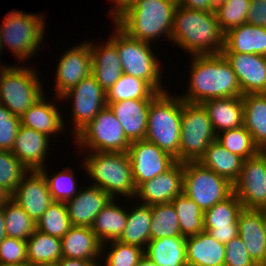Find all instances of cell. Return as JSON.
<instances>
[{
  "label": "cell",
  "mask_w": 266,
  "mask_h": 266,
  "mask_svg": "<svg viewBox=\"0 0 266 266\" xmlns=\"http://www.w3.org/2000/svg\"><path fill=\"white\" fill-rule=\"evenodd\" d=\"M188 91L179 97L188 103L242 96L235 72L220 54L191 56Z\"/></svg>",
  "instance_id": "6da1fadb"
},
{
  "label": "cell",
  "mask_w": 266,
  "mask_h": 266,
  "mask_svg": "<svg viewBox=\"0 0 266 266\" xmlns=\"http://www.w3.org/2000/svg\"><path fill=\"white\" fill-rule=\"evenodd\" d=\"M170 41L192 56L220 54L224 48V33L215 12L178 5Z\"/></svg>",
  "instance_id": "7a4b0ae2"
},
{
  "label": "cell",
  "mask_w": 266,
  "mask_h": 266,
  "mask_svg": "<svg viewBox=\"0 0 266 266\" xmlns=\"http://www.w3.org/2000/svg\"><path fill=\"white\" fill-rule=\"evenodd\" d=\"M177 6V0H133L112 22L143 42H155L161 36L171 40Z\"/></svg>",
  "instance_id": "3957f363"
},
{
  "label": "cell",
  "mask_w": 266,
  "mask_h": 266,
  "mask_svg": "<svg viewBox=\"0 0 266 266\" xmlns=\"http://www.w3.org/2000/svg\"><path fill=\"white\" fill-rule=\"evenodd\" d=\"M84 158L83 170L96 182L93 185L113 199L117 195L135 199L137 188L127 152H90Z\"/></svg>",
  "instance_id": "277c9868"
},
{
  "label": "cell",
  "mask_w": 266,
  "mask_h": 266,
  "mask_svg": "<svg viewBox=\"0 0 266 266\" xmlns=\"http://www.w3.org/2000/svg\"><path fill=\"white\" fill-rule=\"evenodd\" d=\"M182 99L168 91L159 93L149 105L145 140L155 143L179 161Z\"/></svg>",
  "instance_id": "5b68a950"
},
{
  "label": "cell",
  "mask_w": 266,
  "mask_h": 266,
  "mask_svg": "<svg viewBox=\"0 0 266 266\" xmlns=\"http://www.w3.org/2000/svg\"><path fill=\"white\" fill-rule=\"evenodd\" d=\"M115 31L109 39L116 45L123 73L146 81L156 92H165L162 86L160 61L150 43L131 38L115 22Z\"/></svg>",
  "instance_id": "8992f818"
},
{
  "label": "cell",
  "mask_w": 266,
  "mask_h": 266,
  "mask_svg": "<svg viewBox=\"0 0 266 266\" xmlns=\"http://www.w3.org/2000/svg\"><path fill=\"white\" fill-rule=\"evenodd\" d=\"M32 67L0 66V104L21 117L45 93Z\"/></svg>",
  "instance_id": "52a82bcc"
},
{
  "label": "cell",
  "mask_w": 266,
  "mask_h": 266,
  "mask_svg": "<svg viewBox=\"0 0 266 266\" xmlns=\"http://www.w3.org/2000/svg\"><path fill=\"white\" fill-rule=\"evenodd\" d=\"M40 14H26V12L13 10L4 17L0 25V43L2 48L8 46L11 53L19 61L26 60L36 54L44 40V17Z\"/></svg>",
  "instance_id": "ba28073f"
},
{
  "label": "cell",
  "mask_w": 266,
  "mask_h": 266,
  "mask_svg": "<svg viewBox=\"0 0 266 266\" xmlns=\"http://www.w3.org/2000/svg\"><path fill=\"white\" fill-rule=\"evenodd\" d=\"M216 135L204 106L182 100L179 162L199 161Z\"/></svg>",
  "instance_id": "9c48e42d"
},
{
  "label": "cell",
  "mask_w": 266,
  "mask_h": 266,
  "mask_svg": "<svg viewBox=\"0 0 266 266\" xmlns=\"http://www.w3.org/2000/svg\"><path fill=\"white\" fill-rule=\"evenodd\" d=\"M183 170V193L203 211L234 193V186L229 180L204 167L199 161L183 162Z\"/></svg>",
  "instance_id": "30bf717a"
},
{
  "label": "cell",
  "mask_w": 266,
  "mask_h": 266,
  "mask_svg": "<svg viewBox=\"0 0 266 266\" xmlns=\"http://www.w3.org/2000/svg\"><path fill=\"white\" fill-rule=\"evenodd\" d=\"M74 139L79 149H89L91 152H127L131 144L124 134L122 125L108 106L104 107Z\"/></svg>",
  "instance_id": "8fae6325"
},
{
  "label": "cell",
  "mask_w": 266,
  "mask_h": 266,
  "mask_svg": "<svg viewBox=\"0 0 266 266\" xmlns=\"http://www.w3.org/2000/svg\"><path fill=\"white\" fill-rule=\"evenodd\" d=\"M72 104L74 137L107 106L106 91L93 75L85 77L75 87L64 93L59 100L70 99ZM73 100V101H72Z\"/></svg>",
  "instance_id": "7c38bea8"
},
{
  "label": "cell",
  "mask_w": 266,
  "mask_h": 266,
  "mask_svg": "<svg viewBox=\"0 0 266 266\" xmlns=\"http://www.w3.org/2000/svg\"><path fill=\"white\" fill-rule=\"evenodd\" d=\"M234 193L245 209H266L264 149L243 160L241 174L233 184Z\"/></svg>",
  "instance_id": "4fadbf2b"
},
{
  "label": "cell",
  "mask_w": 266,
  "mask_h": 266,
  "mask_svg": "<svg viewBox=\"0 0 266 266\" xmlns=\"http://www.w3.org/2000/svg\"><path fill=\"white\" fill-rule=\"evenodd\" d=\"M127 153L136 188L162 174L176 162L170 154L145 139L131 142Z\"/></svg>",
  "instance_id": "5bb4252c"
},
{
  "label": "cell",
  "mask_w": 266,
  "mask_h": 266,
  "mask_svg": "<svg viewBox=\"0 0 266 266\" xmlns=\"http://www.w3.org/2000/svg\"><path fill=\"white\" fill-rule=\"evenodd\" d=\"M63 54H61L62 57L56 70V86L54 88H56V97L59 96L57 98H60L92 73V55L89 41L74 46Z\"/></svg>",
  "instance_id": "9a60e30c"
},
{
  "label": "cell",
  "mask_w": 266,
  "mask_h": 266,
  "mask_svg": "<svg viewBox=\"0 0 266 266\" xmlns=\"http://www.w3.org/2000/svg\"><path fill=\"white\" fill-rule=\"evenodd\" d=\"M183 184V162L176 161L162 174L141 183L136 189L135 198L149 206L170 203L183 193Z\"/></svg>",
  "instance_id": "2e32d148"
},
{
  "label": "cell",
  "mask_w": 266,
  "mask_h": 266,
  "mask_svg": "<svg viewBox=\"0 0 266 266\" xmlns=\"http://www.w3.org/2000/svg\"><path fill=\"white\" fill-rule=\"evenodd\" d=\"M11 199L21 206L35 223L53 202L46 177L40 170L29 171L12 192Z\"/></svg>",
  "instance_id": "e0dca14e"
},
{
  "label": "cell",
  "mask_w": 266,
  "mask_h": 266,
  "mask_svg": "<svg viewBox=\"0 0 266 266\" xmlns=\"http://www.w3.org/2000/svg\"><path fill=\"white\" fill-rule=\"evenodd\" d=\"M243 205L237 195L216 203L204 211V231L208 232L218 242L226 244L238 236V216Z\"/></svg>",
  "instance_id": "ac0fdd59"
},
{
  "label": "cell",
  "mask_w": 266,
  "mask_h": 266,
  "mask_svg": "<svg viewBox=\"0 0 266 266\" xmlns=\"http://www.w3.org/2000/svg\"><path fill=\"white\" fill-rule=\"evenodd\" d=\"M236 74L242 95L266 93V59L258 54L222 53Z\"/></svg>",
  "instance_id": "d6986e66"
},
{
  "label": "cell",
  "mask_w": 266,
  "mask_h": 266,
  "mask_svg": "<svg viewBox=\"0 0 266 266\" xmlns=\"http://www.w3.org/2000/svg\"><path fill=\"white\" fill-rule=\"evenodd\" d=\"M238 235L256 266H266V232L263 209H245L237 220Z\"/></svg>",
  "instance_id": "ffe728a7"
},
{
  "label": "cell",
  "mask_w": 266,
  "mask_h": 266,
  "mask_svg": "<svg viewBox=\"0 0 266 266\" xmlns=\"http://www.w3.org/2000/svg\"><path fill=\"white\" fill-rule=\"evenodd\" d=\"M113 198L101 188L90 185L65 202L72 226L90 227L95 217Z\"/></svg>",
  "instance_id": "44dd1931"
},
{
  "label": "cell",
  "mask_w": 266,
  "mask_h": 266,
  "mask_svg": "<svg viewBox=\"0 0 266 266\" xmlns=\"http://www.w3.org/2000/svg\"><path fill=\"white\" fill-rule=\"evenodd\" d=\"M46 134L20 125L11 153L29 170H41L44 168L45 159L48 156L49 139ZM47 155V156H46Z\"/></svg>",
  "instance_id": "7402d4cb"
},
{
  "label": "cell",
  "mask_w": 266,
  "mask_h": 266,
  "mask_svg": "<svg viewBox=\"0 0 266 266\" xmlns=\"http://www.w3.org/2000/svg\"><path fill=\"white\" fill-rule=\"evenodd\" d=\"M153 99H128L107 103L122 125L130 142L142 140L147 133L149 105Z\"/></svg>",
  "instance_id": "603a6c76"
},
{
  "label": "cell",
  "mask_w": 266,
  "mask_h": 266,
  "mask_svg": "<svg viewBox=\"0 0 266 266\" xmlns=\"http://www.w3.org/2000/svg\"><path fill=\"white\" fill-rule=\"evenodd\" d=\"M92 55V75L107 91L123 74L116 45L108 39L105 44L95 46L90 42Z\"/></svg>",
  "instance_id": "cb8c5ba5"
},
{
  "label": "cell",
  "mask_w": 266,
  "mask_h": 266,
  "mask_svg": "<svg viewBox=\"0 0 266 266\" xmlns=\"http://www.w3.org/2000/svg\"><path fill=\"white\" fill-rule=\"evenodd\" d=\"M222 53L266 54V28L244 23L224 34Z\"/></svg>",
  "instance_id": "d4e9b609"
},
{
  "label": "cell",
  "mask_w": 266,
  "mask_h": 266,
  "mask_svg": "<svg viewBox=\"0 0 266 266\" xmlns=\"http://www.w3.org/2000/svg\"><path fill=\"white\" fill-rule=\"evenodd\" d=\"M62 257L98 260L102 256V242L90 227L71 226L61 238Z\"/></svg>",
  "instance_id": "484cf974"
},
{
  "label": "cell",
  "mask_w": 266,
  "mask_h": 266,
  "mask_svg": "<svg viewBox=\"0 0 266 266\" xmlns=\"http://www.w3.org/2000/svg\"><path fill=\"white\" fill-rule=\"evenodd\" d=\"M188 266H224L225 244L203 231L186 238Z\"/></svg>",
  "instance_id": "4316f807"
},
{
  "label": "cell",
  "mask_w": 266,
  "mask_h": 266,
  "mask_svg": "<svg viewBox=\"0 0 266 266\" xmlns=\"http://www.w3.org/2000/svg\"><path fill=\"white\" fill-rule=\"evenodd\" d=\"M201 104L208 112L216 134L243 126L244 106L242 96L211 99Z\"/></svg>",
  "instance_id": "83f0119b"
},
{
  "label": "cell",
  "mask_w": 266,
  "mask_h": 266,
  "mask_svg": "<svg viewBox=\"0 0 266 266\" xmlns=\"http://www.w3.org/2000/svg\"><path fill=\"white\" fill-rule=\"evenodd\" d=\"M45 96H41L20 117V123L50 137V135L60 134V131L65 130V124L59 108H57L58 105L47 102Z\"/></svg>",
  "instance_id": "f1b7e54d"
},
{
  "label": "cell",
  "mask_w": 266,
  "mask_h": 266,
  "mask_svg": "<svg viewBox=\"0 0 266 266\" xmlns=\"http://www.w3.org/2000/svg\"><path fill=\"white\" fill-rule=\"evenodd\" d=\"M144 255L158 266H188L186 237L173 236L150 240Z\"/></svg>",
  "instance_id": "f546056e"
},
{
  "label": "cell",
  "mask_w": 266,
  "mask_h": 266,
  "mask_svg": "<svg viewBox=\"0 0 266 266\" xmlns=\"http://www.w3.org/2000/svg\"><path fill=\"white\" fill-rule=\"evenodd\" d=\"M243 158L226 150L216 140L212 142L199 162L234 184L241 174Z\"/></svg>",
  "instance_id": "4dcf8cb0"
},
{
  "label": "cell",
  "mask_w": 266,
  "mask_h": 266,
  "mask_svg": "<svg viewBox=\"0 0 266 266\" xmlns=\"http://www.w3.org/2000/svg\"><path fill=\"white\" fill-rule=\"evenodd\" d=\"M243 126L251 133L254 143L266 149V93L242 95Z\"/></svg>",
  "instance_id": "1f68e13d"
},
{
  "label": "cell",
  "mask_w": 266,
  "mask_h": 266,
  "mask_svg": "<svg viewBox=\"0 0 266 266\" xmlns=\"http://www.w3.org/2000/svg\"><path fill=\"white\" fill-rule=\"evenodd\" d=\"M115 201L112 199L101 210L91 226L96 237L102 242V247L110 241L118 240L126 227L127 211L121 208L119 203L116 204L118 201Z\"/></svg>",
  "instance_id": "d6a6232c"
},
{
  "label": "cell",
  "mask_w": 266,
  "mask_h": 266,
  "mask_svg": "<svg viewBox=\"0 0 266 266\" xmlns=\"http://www.w3.org/2000/svg\"><path fill=\"white\" fill-rule=\"evenodd\" d=\"M27 261L30 266H50L62 258L61 239L39 230L26 240Z\"/></svg>",
  "instance_id": "836d02e7"
},
{
  "label": "cell",
  "mask_w": 266,
  "mask_h": 266,
  "mask_svg": "<svg viewBox=\"0 0 266 266\" xmlns=\"http://www.w3.org/2000/svg\"><path fill=\"white\" fill-rule=\"evenodd\" d=\"M137 204L136 208L127 212L126 227L118 241L144 249L150 241L151 206L140 202Z\"/></svg>",
  "instance_id": "e575fe53"
},
{
  "label": "cell",
  "mask_w": 266,
  "mask_h": 266,
  "mask_svg": "<svg viewBox=\"0 0 266 266\" xmlns=\"http://www.w3.org/2000/svg\"><path fill=\"white\" fill-rule=\"evenodd\" d=\"M158 94L146 81L123 73L106 91V100L113 103L128 99H154Z\"/></svg>",
  "instance_id": "d590c367"
},
{
  "label": "cell",
  "mask_w": 266,
  "mask_h": 266,
  "mask_svg": "<svg viewBox=\"0 0 266 266\" xmlns=\"http://www.w3.org/2000/svg\"><path fill=\"white\" fill-rule=\"evenodd\" d=\"M171 203L176 210L182 236L187 238L204 231V211L192 199L182 193Z\"/></svg>",
  "instance_id": "8d00e7d4"
},
{
  "label": "cell",
  "mask_w": 266,
  "mask_h": 266,
  "mask_svg": "<svg viewBox=\"0 0 266 266\" xmlns=\"http://www.w3.org/2000/svg\"><path fill=\"white\" fill-rule=\"evenodd\" d=\"M151 213L150 240L181 236L178 216L171 202L152 205Z\"/></svg>",
  "instance_id": "74e56055"
},
{
  "label": "cell",
  "mask_w": 266,
  "mask_h": 266,
  "mask_svg": "<svg viewBox=\"0 0 266 266\" xmlns=\"http://www.w3.org/2000/svg\"><path fill=\"white\" fill-rule=\"evenodd\" d=\"M7 237L27 240L36 230V223L15 201L10 199L3 206Z\"/></svg>",
  "instance_id": "f35d334b"
},
{
  "label": "cell",
  "mask_w": 266,
  "mask_h": 266,
  "mask_svg": "<svg viewBox=\"0 0 266 266\" xmlns=\"http://www.w3.org/2000/svg\"><path fill=\"white\" fill-rule=\"evenodd\" d=\"M216 141L227 151L243 159L256 156L260 150L254 143L251 133L244 126L219 132L216 135Z\"/></svg>",
  "instance_id": "ab89813d"
},
{
  "label": "cell",
  "mask_w": 266,
  "mask_h": 266,
  "mask_svg": "<svg viewBox=\"0 0 266 266\" xmlns=\"http://www.w3.org/2000/svg\"><path fill=\"white\" fill-rule=\"evenodd\" d=\"M71 226L66 204L59 201H53L36 223L37 230L60 239Z\"/></svg>",
  "instance_id": "60d3db41"
},
{
  "label": "cell",
  "mask_w": 266,
  "mask_h": 266,
  "mask_svg": "<svg viewBox=\"0 0 266 266\" xmlns=\"http://www.w3.org/2000/svg\"><path fill=\"white\" fill-rule=\"evenodd\" d=\"M250 2L251 0H228L215 7V15L224 34L246 23Z\"/></svg>",
  "instance_id": "b9f144b4"
},
{
  "label": "cell",
  "mask_w": 266,
  "mask_h": 266,
  "mask_svg": "<svg viewBox=\"0 0 266 266\" xmlns=\"http://www.w3.org/2000/svg\"><path fill=\"white\" fill-rule=\"evenodd\" d=\"M45 168L46 165L40 171L46 177L53 201L66 202L79 193L77 191L75 174H73L69 167H64L65 170H60L50 177V174L47 173L48 170H45Z\"/></svg>",
  "instance_id": "7bdbcfd3"
},
{
  "label": "cell",
  "mask_w": 266,
  "mask_h": 266,
  "mask_svg": "<svg viewBox=\"0 0 266 266\" xmlns=\"http://www.w3.org/2000/svg\"><path fill=\"white\" fill-rule=\"evenodd\" d=\"M107 253L104 255L102 247V257L104 266H136L139 260L144 256V249L138 246L122 243L118 240L110 241ZM105 257H104V256Z\"/></svg>",
  "instance_id": "ee69618b"
},
{
  "label": "cell",
  "mask_w": 266,
  "mask_h": 266,
  "mask_svg": "<svg viewBox=\"0 0 266 266\" xmlns=\"http://www.w3.org/2000/svg\"><path fill=\"white\" fill-rule=\"evenodd\" d=\"M29 170L11 153L0 150V184L11 193Z\"/></svg>",
  "instance_id": "f6af8a7d"
},
{
  "label": "cell",
  "mask_w": 266,
  "mask_h": 266,
  "mask_svg": "<svg viewBox=\"0 0 266 266\" xmlns=\"http://www.w3.org/2000/svg\"><path fill=\"white\" fill-rule=\"evenodd\" d=\"M1 264H27V243L25 240L5 237L0 242Z\"/></svg>",
  "instance_id": "bcb514c9"
},
{
  "label": "cell",
  "mask_w": 266,
  "mask_h": 266,
  "mask_svg": "<svg viewBox=\"0 0 266 266\" xmlns=\"http://www.w3.org/2000/svg\"><path fill=\"white\" fill-rule=\"evenodd\" d=\"M20 117L13 115L4 105L0 104V150L11 151L14 146L17 131L20 127Z\"/></svg>",
  "instance_id": "7dc6e473"
},
{
  "label": "cell",
  "mask_w": 266,
  "mask_h": 266,
  "mask_svg": "<svg viewBox=\"0 0 266 266\" xmlns=\"http://www.w3.org/2000/svg\"><path fill=\"white\" fill-rule=\"evenodd\" d=\"M225 266H256L239 235L225 244Z\"/></svg>",
  "instance_id": "c3c4849f"
},
{
  "label": "cell",
  "mask_w": 266,
  "mask_h": 266,
  "mask_svg": "<svg viewBox=\"0 0 266 266\" xmlns=\"http://www.w3.org/2000/svg\"><path fill=\"white\" fill-rule=\"evenodd\" d=\"M246 23L266 28V0H251Z\"/></svg>",
  "instance_id": "681fc988"
},
{
  "label": "cell",
  "mask_w": 266,
  "mask_h": 266,
  "mask_svg": "<svg viewBox=\"0 0 266 266\" xmlns=\"http://www.w3.org/2000/svg\"><path fill=\"white\" fill-rule=\"evenodd\" d=\"M178 5L190 9L215 12V5L212 0H177Z\"/></svg>",
  "instance_id": "f907efd6"
},
{
  "label": "cell",
  "mask_w": 266,
  "mask_h": 266,
  "mask_svg": "<svg viewBox=\"0 0 266 266\" xmlns=\"http://www.w3.org/2000/svg\"><path fill=\"white\" fill-rule=\"evenodd\" d=\"M100 260H84V259H71L62 257L57 263V266H100Z\"/></svg>",
  "instance_id": "816d5d0a"
},
{
  "label": "cell",
  "mask_w": 266,
  "mask_h": 266,
  "mask_svg": "<svg viewBox=\"0 0 266 266\" xmlns=\"http://www.w3.org/2000/svg\"><path fill=\"white\" fill-rule=\"evenodd\" d=\"M115 4V9H110V14L112 15V19L122 11L128 4H130L133 0H110ZM112 10V11H111Z\"/></svg>",
  "instance_id": "f5cc1de1"
},
{
  "label": "cell",
  "mask_w": 266,
  "mask_h": 266,
  "mask_svg": "<svg viewBox=\"0 0 266 266\" xmlns=\"http://www.w3.org/2000/svg\"><path fill=\"white\" fill-rule=\"evenodd\" d=\"M12 193L0 184V207H3L10 199Z\"/></svg>",
  "instance_id": "db71d44e"
},
{
  "label": "cell",
  "mask_w": 266,
  "mask_h": 266,
  "mask_svg": "<svg viewBox=\"0 0 266 266\" xmlns=\"http://www.w3.org/2000/svg\"><path fill=\"white\" fill-rule=\"evenodd\" d=\"M4 222L5 218L3 214V207H0V242L6 237Z\"/></svg>",
  "instance_id": "11a10c76"
},
{
  "label": "cell",
  "mask_w": 266,
  "mask_h": 266,
  "mask_svg": "<svg viewBox=\"0 0 266 266\" xmlns=\"http://www.w3.org/2000/svg\"><path fill=\"white\" fill-rule=\"evenodd\" d=\"M136 266H158L155 262L151 261L145 255L139 260Z\"/></svg>",
  "instance_id": "9f6ffc18"
},
{
  "label": "cell",
  "mask_w": 266,
  "mask_h": 266,
  "mask_svg": "<svg viewBox=\"0 0 266 266\" xmlns=\"http://www.w3.org/2000/svg\"><path fill=\"white\" fill-rule=\"evenodd\" d=\"M0 266H30L28 263L27 264H20V265H14V264H1Z\"/></svg>",
  "instance_id": "6f0895ef"
},
{
  "label": "cell",
  "mask_w": 266,
  "mask_h": 266,
  "mask_svg": "<svg viewBox=\"0 0 266 266\" xmlns=\"http://www.w3.org/2000/svg\"><path fill=\"white\" fill-rule=\"evenodd\" d=\"M213 1V4L215 5V7L225 1H228V0H212Z\"/></svg>",
  "instance_id": "680465c9"
},
{
  "label": "cell",
  "mask_w": 266,
  "mask_h": 266,
  "mask_svg": "<svg viewBox=\"0 0 266 266\" xmlns=\"http://www.w3.org/2000/svg\"><path fill=\"white\" fill-rule=\"evenodd\" d=\"M263 219H264L265 232H266V209H263Z\"/></svg>",
  "instance_id": "91938a15"
},
{
  "label": "cell",
  "mask_w": 266,
  "mask_h": 266,
  "mask_svg": "<svg viewBox=\"0 0 266 266\" xmlns=\"http://www.w3.org/2000/svg\"><path fill=\"white\" fill-rule=\"evenodd\" d=\"M264 167H265V176H266V149H264Z\"/></svg>",
  "instance_id": "94428289"
},
{
  "label": "cell",
  "mask_w": 266,
  "mask_h": 266,
  "mask_svg": "<svg viewBox=\"0 0 266 266\" xmlns=\"http://www.w3.org/2000/svg\"><path fill=\"white\" fill-rule=\"evenodd\" d=\"M1 50H4V49L2 48V45H1V43H0V53L2 52Z\"/></svg>",
  "instance_id": "6125c7cd"
}]
</instances>
